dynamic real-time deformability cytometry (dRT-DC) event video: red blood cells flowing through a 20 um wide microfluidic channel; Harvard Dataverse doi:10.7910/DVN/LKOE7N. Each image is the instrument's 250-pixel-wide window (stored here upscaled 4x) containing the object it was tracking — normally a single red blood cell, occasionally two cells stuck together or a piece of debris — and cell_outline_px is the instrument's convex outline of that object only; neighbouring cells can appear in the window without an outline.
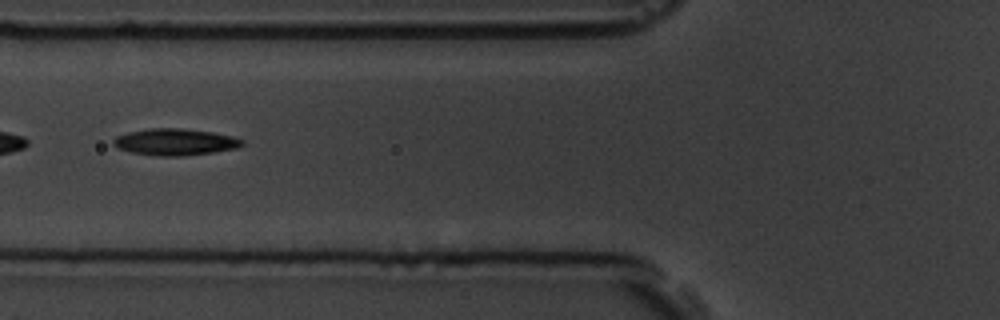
{"species": "common noctule bat (a hibernating species)", "species_latin": "Nyctalus noctula", "temperature_condition": "room temperature", "stored_images_in_passage": 4, "camera_frame_rate_fps": 3000, "um_per_image_px": 0.085, "animal": {"sex": "male", "body_mass_g": 19.5, "forearm_length_mm": 54.6}, "frame": {"image": 1, "passage_image": 3, "time_ms": 2.0, "image_size_px": [1000, 320], "cell_outline_px": [[244, 144], [236, 148], [216, 152], [184, 156], [156, 156], [132, 152], [116, 148], [112, 144], [112, 140], [116, 136], [128, 132], [148, 128], [180, 128], [212, 132], [232, 136], [244, 140]], "centroid_in_image_um": [14.86, 12.07], "position_along_channel_um": 110.9, "area_um2": 20.17}}
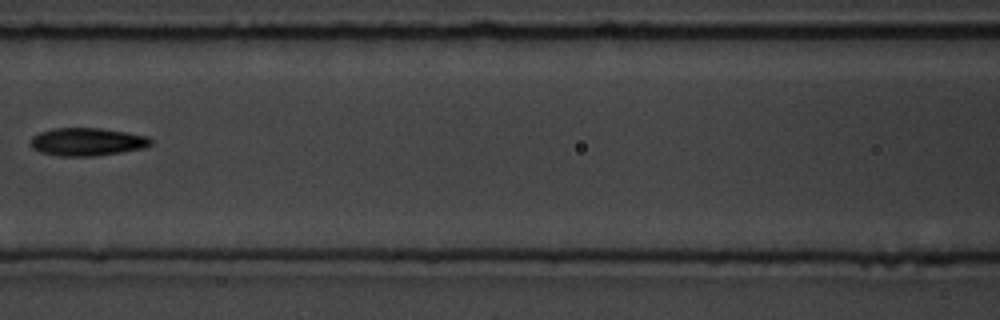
{"frame": {"image": 2, "passage_image": 4, "time_ms": 3.333, "image_size_px": [1000, 320], "cell_outline_px": [[152, 144], [144, 148], [120, 152], [92, 156], [60, 156], [40, 152], [32, 148], [32, 136], [40, 132], [52, 128], [100, 128], [128, 132], [148, 136], [152, 140]], "centroid_in_image_um": [7.42, 12.04], "position_along_channel_um": 159.2, "area_um2": 19.54}}